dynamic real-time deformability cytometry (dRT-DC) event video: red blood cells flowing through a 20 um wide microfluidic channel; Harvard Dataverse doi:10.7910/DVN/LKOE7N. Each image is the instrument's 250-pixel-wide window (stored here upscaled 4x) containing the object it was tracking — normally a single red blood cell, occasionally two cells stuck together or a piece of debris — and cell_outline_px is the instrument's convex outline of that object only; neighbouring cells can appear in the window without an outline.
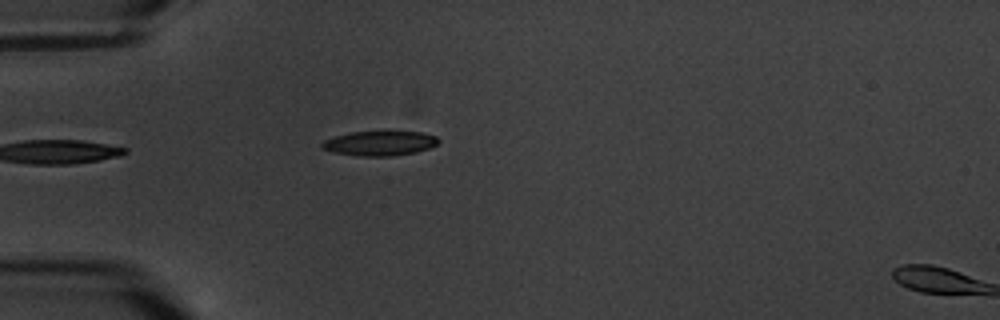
{"species": "common noctule bat (a hibernating species)", "species_latin": "Nyctalus noctula", "temperature_condition": "warm", "stored_images_in_passage": 7, "camera_frame_rate_fps": 3000, "um_per_image_px": 0.085, "animal": {"sex": "male", "body_mass_g": 20.1, "forearm_length_mm": 53.5}, "frame": {"image": 1, "passage_image": 6, "time_ms": 5.667, "image_size_px": [1000, 320], "cell_outline_px": [[440, 140], [436, 144], [428, 148], [416, 152], [392, 156], [356, 156], [332, 152], [320, 148], [320, 144], [324, 140], [336, 136], [352, 132], [424, 132], [436, 136]], "centroid_in_image_um": [32.25, 12.19], "position_along_channel_um": 52.8, "area_um2": 16.7}}